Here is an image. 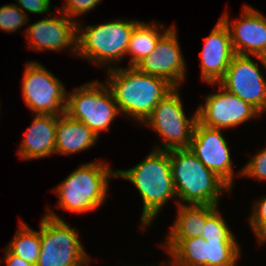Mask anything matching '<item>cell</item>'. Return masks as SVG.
Instances as JSON below:
<instances>
[{"instance_id":"6da1fadb","label":"cell","mask_w":266,"mask_h":266,"mask_svg":"<svg viewBox=\"0 0 266 266\" xmlns=\"http://www.w3.org/2000/svg\"><path fill=\"white\" fill-rule=\"evenodd\" d=\"M106 84L118 105L120 114L143 124L154 107L174 87L165 79L140 72L136 67L107 69Z\"/></svg>"},{"instance_id":"7a4b0ae2","label":"cell","mask_w":266,"mask_h":266,"mask_svg":"<svg viewBox=\"0 0 266 266\" xmlns=\"http://www.w3.org/2000/svg\"><path fill=\"white\" fill-rule=\"evenodd\" d=\"M117 177L129 180L141 195L143 210L140 228L143 230L154 222L170 199H177L170 169L169 150L152 149L134 167L116 170Z\"/></svg>"},{"instance_id":"3957f363","label":"cell","mask_w":266,"mask_h":266,"mask_svg":"<svg viewBox=\"0 0 266 266\" xmlns=\"http://www.w3.org/2000/svg\"><path fill=\"white\" fill-rule=\"evenodd\" d=\"M169 158L177 205L218 206L222 193L231 190L189 148L171 149Z\"/></svg>"},{"instance_id":"277c9868","label":"cell","mask_w":266,"mask_h":266,"mask_svg":"<svg viewBox=\"0 0 266 266\" xmlns=\"http://www.w3.org/2000/svg\"><path fill=\"white\" fill-rule=\"evenodd\" d=\"M113 177L116 170L102 160L80 165L55 187L58 207L79 214L96 211L108 197V183Z\"/></svg>"},{"instance_id":"5b68a950","label":"cell","mask_w":266,"mask_h":266,"mask_svg":"<svg viewBox=\"0 0 266 266\" xmlns=\"http://www.w3.org/2000/svg\"><path fill=\"white\" fill-rule=\"evenodd\" d=\"M139 22L116 19L99 25H88L86 28L78 22L76 56L99 67L108 64L106 68H115V63L126 56L132 31Z\"/></svg>"},{"instance_id":"8992f818","label":"cell","mask_w":266,"mask_h":266,"mask_svg":"<svg viewBox=\"0 0 266 266\" xmlns=\"http://www.w3.org/2000/svg\"><path fill=\"white\" fill-rule=\"evenodd\" d=\"M40 223V256L35 266H88L76 227L71 228L49 208Z\"/></svg>"},{"instance_id":"52a82bcc","label":"cell","mask_w":266,"mask_h":266,"mask_svg":"<svg viewBox=\"0 0 266 266\" xmlns=\"http://www.w3.org/2000/svg\"><path fill=\"white\" fill-rule=\"evenodd\" d=\"M72 91L67 94L65 113L84 123L98 138L102 131L108 132L120 111L107 84L96 80Z\"/></svg>"},{"instance_id":"ba28073f","label":"cell","mask_w":266,"mask_h":266,"mask_svg":"<svg viewBox=\"0 0 266 266\" xmlns=\"http://www.w3.org/2000/svg\"><path fill=\"white\" fill-rule=\"evenodd\" d=\"M176 87L153 109L143 124L150 126L162 138L155 150L189 148L197 119V110L191 118L184 113L180 90Z\"/></svg>"},{"instance_id":"9c48e42d","label":"cell","mask_w":266,"mask_h":266,"mask_svg":"<svg viewBox=\"0 0 266 266\" xmlns=\"http://www.w3.org/2000/svg\"><path fill=\"white\" fill-rule=\"evenodd\" d=\"M64 84L37 61H27L24 68L22 95L34 114H65L67 94Z\"/></svg>"},{"instance_id":"30bf717a","label":"cell","mask_w":266,"mask_h":266,"mask_svg":"<svg viewBox=\"0 0 266 266\" xmlns=\"http://www.w3.org/2000/svg\"><path fill=\"white\" fill-rule=\"evenodd\" d=\"M260 70L258 62H254L249 55L235 54L217 84L262 114L266 111V78Z\"/></svg>"},{"instance_id":"8fae6325","label":"cell","mask_w":266,"mask_h":266,"mask_svg":"<svg viewBox=\"0 0 266 266\" xmlns=\"http://www.w3.org/2000/svg\"><path fill=\"white\" fill-rule=\"evenodd\" d=\"M218 87H220V91L207 95L205 104L197 108V119L200 124L224 130L261 115L251 104L228 92L220 85Z\"/></svg>"},{"instance_id":"7c38bea8","label":"cell","mask_w":266,"mask_h":266,"mask_svg":"<svg viewBox=\"0 0 266 266\" xmlns=\"http://www.w3.org/2000/svg\"><path fill=\"white\" fill-rule=\"evenodd\" d=\"M189 150L232 188L235 174L228 141L222 135V129L209 128L197 121Z\"/></svg>"},{"instance_id":"4fadbf2b","label":"cell","mask_w":266,"mask_h":266,"mask_svg":"<svg viewBox=\"0 0 266 266\" xmlns=\"http://www.w3.org/2000/svg\"><path fill=\"white\" fill-rule=\"evenodd\" d=\"M176 30V26L172 25L159 39L154 51L135 67L142 73L165 79L174 88H179L186 78V63Z\"/></svg>"},{"instance_id":"5bb4252c","label":"cell","mask_w":266,"mask_h":266,"mask_svg":"<svg viewBox=\"0 0 266 266\" xmlns=\"http://www.w3.org/2000/svg\"><path fill=\"white\" fill-rule=\"evenodd\" d=\"M56 10L58 15L52 12L47 15L49 18L39 20L25 29L26 40L30 41L28 48L36 51L61 52L70 48L71 53L76 56L78 20H72L59 9Z\"/></svg>"},{"instance_id":"9a60e30c","label":"cell","mask_w":266,"mask_h":266,"mask_svg":"<svg viewBox=\"0 0 266 266\" xmlns=\"http://www.w3.org/2000/svg\"><path fill=\"white\" fill-rule=\"evenodd\" d=\"M228 27L231 44L237 55H266V17L257 9L245 5L241 18L229 20L228 13L220 18Z\"/></svg>"},{"instance_id":"2e32d148","label":"cell","mask_w":266,"mask_h":266,"mask_svg":"<svg viewBox=\"0 0 266 266\" xmlns=\"http://www.w3.org/2000/svg\"><path fill=\"white\" fill-rule=\"evenodd\" d=\"M200 54L201 78L216 85L224 76L235 55L228 27L219 19L207 37Z\"/></svg>"},{"instance_id":"e0dca14e","label":"cell","mask_w":266,"mask_h":266,"mask_svg":"<svg viewBox=\"0 0 266 266\" xmlns=\"http://www.w3.org/2000/svg\"><path fill=\"white\" fill-rule=\"evenodd\" d=\"M18 151L23 160L41 159L55 154L57 115L34 114Z\"/></svg>"},{"instance_id":"ac0fdd59","label":"cell","mask_w":266,"mask_h":266,"mask_svg":"<svg viewBox=\"0 0 266 266\" xmlns=\"http://www.w3.org/2000/svg\"><path fill=\"white\" fill-rule=\"evenodd\" d=\"M98 137L84 123L70 118L66 113L57 115L55 154L70 155L90 149Z\"/></svg>"},{"instance_id":"d6986e66","label":"cell","mask_w":266,"mask_h":266,"mask_svg":"<svg viewBox=\"0 0 266 266\" xmlns=\"http://www.w3.org/2000/svg\"><path fill=\"white\" fill-rule=\"evenodd\" d=\"M176 220L166 239H190L201 236L206 220L218 209L217 205H177Z\"/></svg>"},{"instance_id":"ffe728a7","label":"cell","mask_w":266,"mask_h":266,"mask_svg":"<svg viewBox=\"0 0 266 266\" xmlns=\"http://www.w3.org/2000/svg\"><path fill=\"white\" fill-rule=\"evenodd\" d=\"M162 246L171 257L162 266H207V241L201 236L166 239Z\"/></svg>"},{"instance_id":"44dd1931","label":"cell","mask_w":266,"mask_h":266,"mask_svg":"<svg viewBox=\"0 0 266 266\" xmlns=\"http://www.w3.org/2000/svg\"><path fill=\"white\" fill-rule=\"evenodd\" d=\"M163 24L140 21L133 29L126 51L131 56L129 67H135L142 59L149 56L156 48L159 39L169 30Z\"/></svg>"},{"instance_id":"7402d4cb","label":"cell","mask_w":266,"mask_h":266,"mask_svg":"<svg viewBox=\"0 0 266 266\" xmlns=\"http://www.w3.org/2000/svg\"><path fill=\"white\" fill-rule=\"evenodd\" d=\"M12 254L36 265L40 256V230L31 229L24 221H20L16 234L6 247Z\"/></svg>"},{"instance_id":"603a6c76","label":"cell","mask_w":266,"mask_h":266,"mask_svg":"<svg viewBox=\"0 0 266 266\" xmlns=\"http://www.w3.org/2000/svg\"><path fill=\"white\" fill-rule=\"evenodd\" d=\"M240 252L237 242L207 241V266H237Z\"/></svg>"},{"instance_id":"cb8c5ba5","label":"cell","mask_w":266,"mask_h":266,"mask_svg":"<svg viewBox=\"0 0 266 266\" xmlns=\"http://www.w3.org/2000/svg\"><path fill=\"white\" fill-rule=\"evenodd\" d=\"M201 237L206 241L238 242L219 208L206 220Z\"/></svg>"},{"instance_id":"d4e9b609","label":"cell","mask_w":266,"mask_h":266,"mask_svg":"<svg viewBox=\"0 0 266 266\" xmlns=\"http://www.w3.org/2000/svg\"><path fill=\"white\" fill-rule=\"evenodd\" d=\"M29 22V15L23 12L16 4H6L0 7V30L16 32Z\"/></svg>"},{"instance_id":"484cf974","label":"cell","mask_w":266,"mask_h":266,"mask_svg":"<svg viewBox=\"0 0 266 266\" xmlns=\"http://www.w3.org/2000/svg\"><path fill=\"white\" fill-rule=\"evenodd\" d=\"M259 245L266 242V195L253 204V210L248 218Z\"/></svg>"},{"instance_id":"4316f807","label":"cell","mask_w":266,"mask_h":266,"mask_svg":"<svg viewBox=\"0 0 266 266\" xmlns=\"http://www.w3.org/2000/svg\"><path fill=\"white\" fill-rule=\"evenodd\" d=\"M237 175L266 181V147L251 157L248 163L241 169V171L238 172Z\"/></svg>"},{"instance_id":"83f0119b","label":"cell","mask_w":266,"mask_h":266,"mask_svg":"<svg viewBox=\"0 0 266 266\" xmlns=\"http://www.w3.org/2000/svg\"><path fill=\"white\" fill-rule=\"evenodd\" d=\"M101 0H66L63 7H56L63 12L67 17L74 20L84 13L93 10Z\"/></svg>"},{"instance_id":"f1b7e54d","label":"cell","mask_w":266,"mask_h":266,"mask_svg":"<svg viewBox=\"0 0 266 266\" xmlns=\"http://www.w3.org/2000/svg\"><path fill=\"white\" fill-rule=\"evenodd\" d=\"M16 4L23 12H29L33 14H51L50 4L51 0H16Z\"/></svg>"},{"instance_id":"f546056e","label":"cell","mask_w":266,"mask_h":266,"mask_svg":"<svg viewBox=\"0 0 266 266\" xmlns=\"http://www.w3.org/2000/svg\"><path fill=\"white\" fill-rule=\"evenodd\" d=\"M4 260L6 266H35L30 262L23 260L22 258L18 257L17 255L12 254L7 248L5 250Z\"/></svg>"},{"instance_id":"4dcf8cb0","label":"cell","mask_w":266,"mask_h":266,"mask_svg":"<svg viewBox=\"0 0 266 266\" xmlns=\"http://www.w3.org/2000/svg\"><path fill=\"white\" fill-rule=\"evenodd\" d=\"M255 58H257V60L261 61V64L264 68V70H266V55L264 57H260V56H253Z\"/></svg>"}]
</instances>
